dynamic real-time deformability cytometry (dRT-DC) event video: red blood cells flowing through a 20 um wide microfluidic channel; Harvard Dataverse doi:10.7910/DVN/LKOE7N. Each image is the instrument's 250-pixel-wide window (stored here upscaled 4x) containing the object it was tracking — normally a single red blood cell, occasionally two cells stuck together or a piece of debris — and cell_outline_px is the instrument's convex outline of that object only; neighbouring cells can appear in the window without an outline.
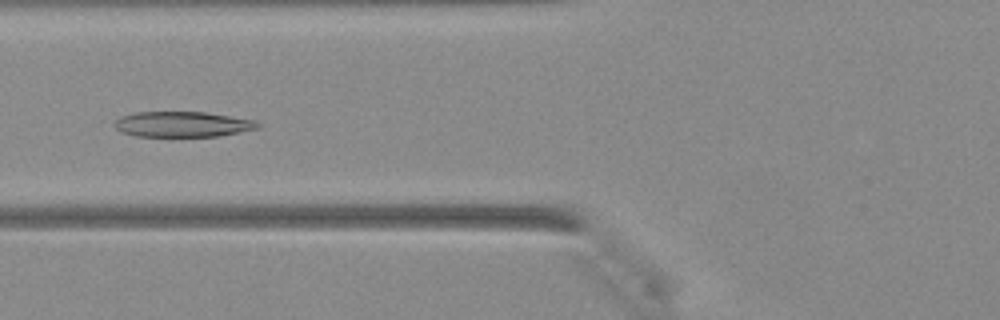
{"species": "Egyptian fruit bat (a non-hibernating species)", "species_latin": "Rousettus aegyptiacus", "temperature_condition": "warm", "stored_images_in_passage": 35, "camera_frame_rate_fps": 3000, "um_per_image_px": 0.085, "animal": {"sex": "female"}, "frame": {"image": 1, "passage_image": 9, "time_ms": 2.667, "image_size_px": [1000, 320], "cell_outline_px": [[260, 128], [216, 136], [136, 136], [124, 132], [116, 128], [112, 124], [120, 116], [136, 112], [204, 112], [256, 120], [260, 124]], "centroid_in_image_um": [15.51, 10.55], "position_along_channel_um": 110.3, "area_um2": 21.1}}
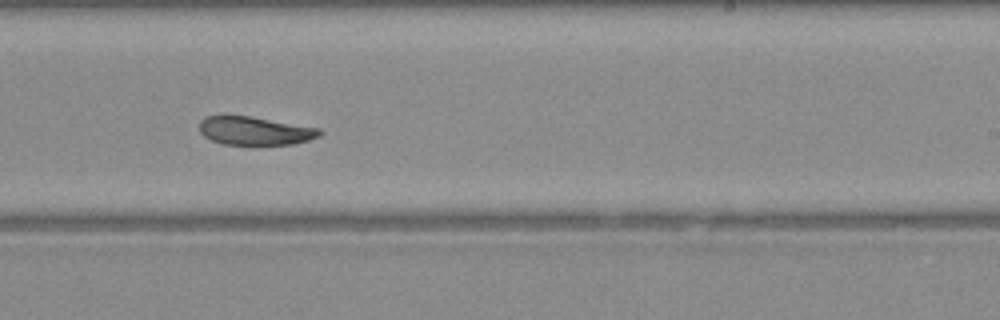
{"frame": {"image": 2, "passage_image": 19, "time_ms": 6.0, "image_size_px": [1000, 320], "cell_outline_px": [[320, 136], [308, 140], [292, 144], [224, 144], [212, 140], [204, 136], [200, 132], [200, 120], [208, 116], [224, 112], [320, 128]], "centroid_in_image_um": [21.59, 11.08], "position_along_channel_um": 267.4, "area_um2": 20.06}}
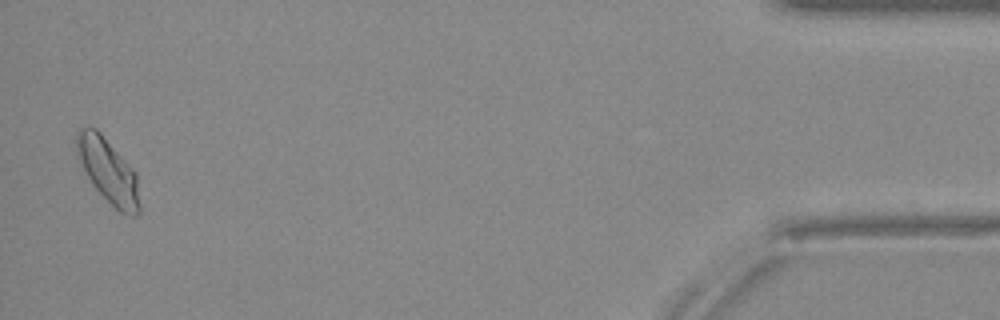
{"frame": {"image": 3, "passage_image": 34, "time_ms": 11.0, "image_size_px": [1000, 320], "cell_outline_px": [[140, 212], [136, 216], [128, 216], [120, 212], [92, 184], [80, 160], [76, 144], [76, 132], [80, 128], [96, 128], [100, 132], [136, 172], [140, 204]], "centroid_in_image_um": [9.24, 14.54], "position_along_channel_um": 426.0, "area_um2": 23.12}}